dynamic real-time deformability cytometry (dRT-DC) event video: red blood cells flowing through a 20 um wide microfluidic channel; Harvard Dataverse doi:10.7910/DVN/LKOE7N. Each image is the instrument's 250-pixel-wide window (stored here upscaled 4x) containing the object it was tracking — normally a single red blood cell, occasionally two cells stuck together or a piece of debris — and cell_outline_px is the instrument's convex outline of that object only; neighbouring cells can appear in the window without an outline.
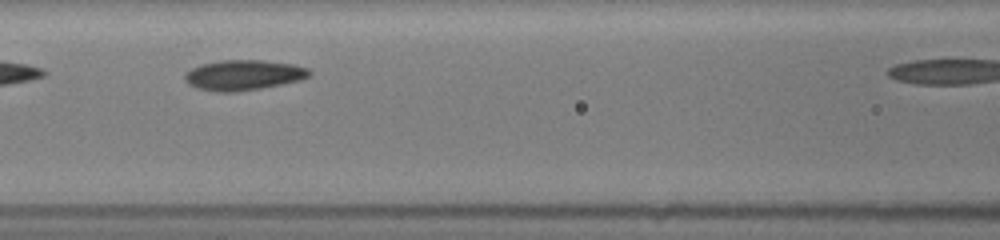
{"species": "common noctule bat (a hibernating species)", "species_latin": "Nyctalus noctula", "temperature_condition": "room temperature", "stored_images_in_passage": 12, "camera_frame_rate_fps": 3000, "um_per_image_px": 0.085, "animal": {"sex": "female", "body_mass_g": 19.5, "forearm_length_mm": 54.1}, "frame": {"image": 1, "passage_image": 4, "time_ms": 2.333, "image_size_px": [1000, 240], "cell_outline_px": [[312, 72], [308, 76], [300, 80], [260, 88], [236, 92], [216, 92], [196, 88], [188, 84], [184, 80], [184, 76], [192, 68], [200, 64], [220, 60], [264, 60], [292, 64], [308, 68]], "centroid_in_image_um": [20.67, 6.38], "position_along_channel_um": 145.9, "area_um2": 21.96}}